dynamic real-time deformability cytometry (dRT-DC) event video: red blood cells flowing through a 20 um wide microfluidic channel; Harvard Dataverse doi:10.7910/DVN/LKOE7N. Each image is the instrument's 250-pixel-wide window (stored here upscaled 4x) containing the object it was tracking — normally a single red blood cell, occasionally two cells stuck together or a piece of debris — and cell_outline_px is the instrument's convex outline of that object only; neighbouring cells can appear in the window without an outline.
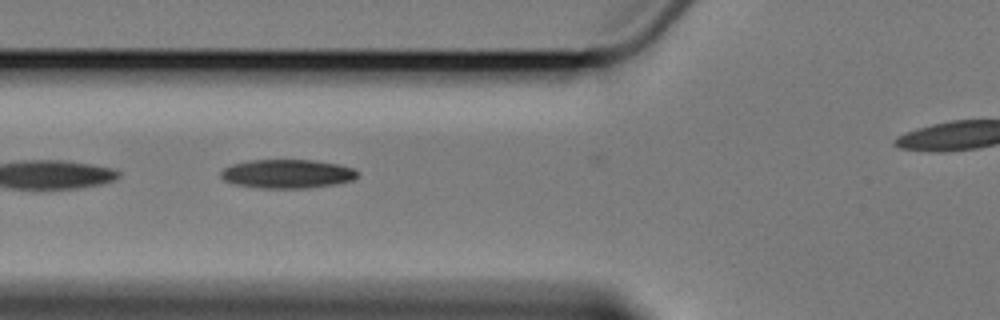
{"species": "Egyptian fruit bat (a non-hibernating species)", "species_latin": "Rousettus aegyptiacus", "temperature_condition": "cold", "stored_images_in_passage": 9, "camera_frame_rate_fps": 3000, "um_per_image_px": 0.085, "animal": {"sex": "female"}, "frame": {"image": 1, "passage_image": 4, "time_ms": 3.333, "image_size_px": [1000, 320], "cell_outline_px": [[360, 176], [352, 180], [336, 184], [308, 188], [260, 188], [236, 184], [224, 180], [220, 176], [220, 172], [224, 168], [232, 164], [248, 160], [316, 160], [340, 164], [352, 168], [360, 172]], "centroid_in_image_um": [24.46, 14.77], "position_along_channel_um": 101.3, "area_um2": 23.18}}
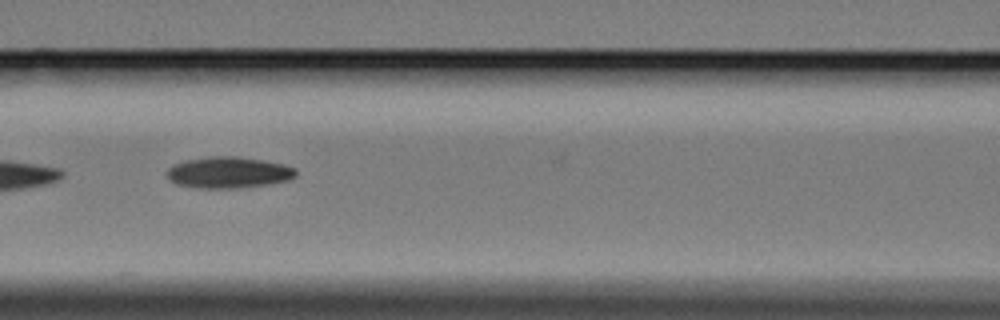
{"frame": {"image": 2, "passage_image": 5, "time_ms": 4.667, "image_size_px": [1000, 320], "cell_outline_px": [[296, 176], [288, 180], [264, 184], [236, 188], [200, 188], [176, 184], [168, 180], [168, 168], [172, 164], [184, 160], [208, 156], [236, 156], [264, 160], [284, 164], [296, 168]], "centroid_in_image_um": [19.39, 14.64], "position_along_channel_um": 147.2, "area_um2": 23.58}}
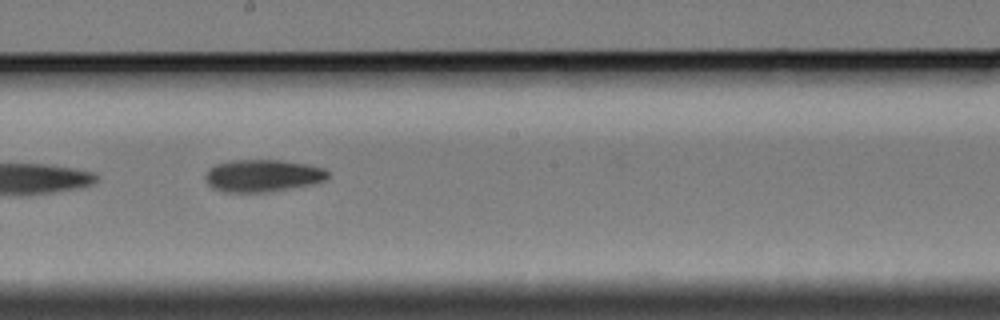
{"frame": {"image": 3, "passage_image": 7, "time_ms": 7.0, "image_size_px": [1000, 320], "cell_outline_px": [[328, 176], [324, 180], [312, 184], [268, 192], [224, 192], [212, 188], [208, 184], [204, 176], [208, 168], [216, 164], [232, 160], [280, 160], [304, 164], [324, 168], [328, 172]], "centroid_in_image_um": [22.28, 14.93], "position_along_channel_um": 225.9, "area_um2": 23.0}}